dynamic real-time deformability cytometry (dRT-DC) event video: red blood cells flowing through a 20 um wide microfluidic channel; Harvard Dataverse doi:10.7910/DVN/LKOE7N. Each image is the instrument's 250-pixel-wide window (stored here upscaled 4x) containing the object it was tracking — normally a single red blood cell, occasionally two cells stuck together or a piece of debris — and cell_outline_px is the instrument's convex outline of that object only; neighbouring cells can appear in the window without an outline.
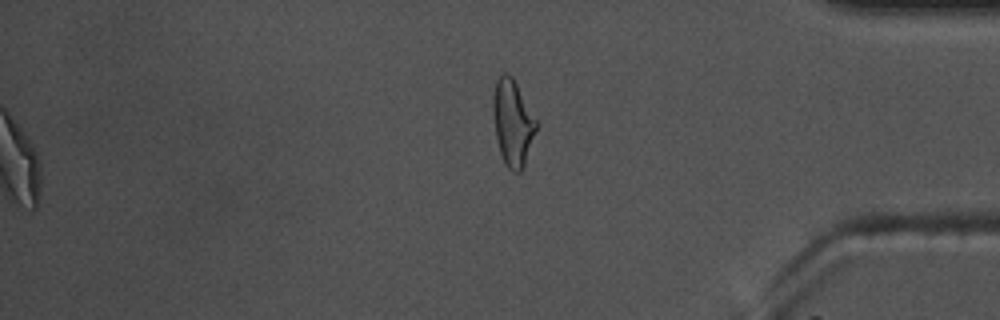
{"species": "common noctule bat (a hibernating species)", "species_latin": "Nyctalus noctula", "temperature_condition": "warm", "stored_images_in_passage": 57, "segment_of_instrument_passage": [2, 2], "camera_frame_rate_fps": 3000, "um_per_image_px": 0.085, "animal": {"sex": "male", "body_mass_g": 17.5, "forearm_length_mm": 52.3}, "frame": {"image": 1, "passage_image": 57, "time_ms": 18.667, "image_size_px": [1000, 320], "cell_outline_px": [[536, 128], [524, 164], [520, 172], [512, 172], [504, 164], [500, 152], [496, 136], [492, 112], [492, 96], [496, 80], [504, 72], [508, 72], [512, 76], [536, 120]], "centroid_in_image_um": [43.53, 10.41], "position_along_channel_um": 391.7, "area_um2": 21.33}}